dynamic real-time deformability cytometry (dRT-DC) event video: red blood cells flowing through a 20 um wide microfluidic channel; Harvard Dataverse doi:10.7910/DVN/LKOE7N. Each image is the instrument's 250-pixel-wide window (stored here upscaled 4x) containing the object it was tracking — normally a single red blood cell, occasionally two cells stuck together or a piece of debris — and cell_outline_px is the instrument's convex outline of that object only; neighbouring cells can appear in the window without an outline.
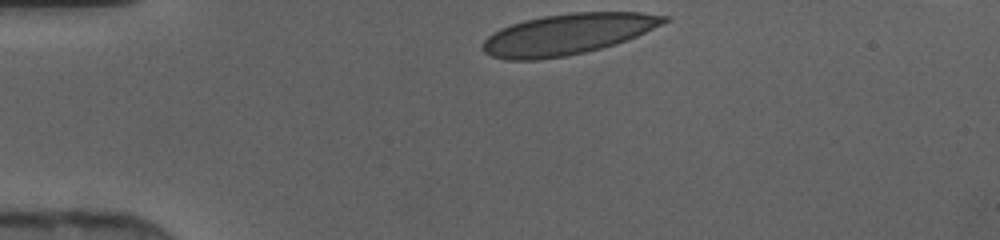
{"species": "human", "species_latin": "Homo sapiens", "temperature_condition": "cold", "stored_images_in_passage": 29, "camera_frame_rate_fps": 3000, "um_per_image_px": 0.085, "donor": {"sex": "female"}, "frame": {"image": 1, "passage_image": 1, "time_ms": 0.0, "image_size_px": [1000, 240], "cell_outline_px": [[668, 20], [636, 36], [616, 44], [584, 52], [564, 56], [540, 60], [504, 60], [492, 56], [484, 52], [480, 48], [480, 44], [492, 32], [500, 28], [524, 20], [544, 16], [572, 12], [640, 12], [668, 16]], "centroid_in_image_um": [48.16, 2.91], "position_along_channel_um": 36.8, "area_um2": 43.06}}
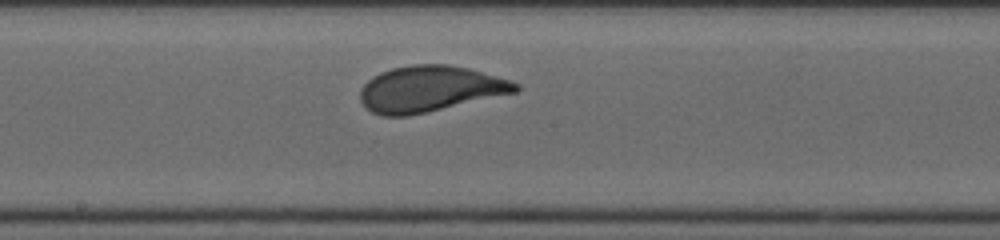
{"frame": {"image": 2, "passage_image": 16, "time_ms": 5.0, "image_size_px": [1000, 240], "cell_outline_px": [[520, 88], [516, 92], [408, 116], [384, 116], [372, 112], [360, 100], [360, 88], [372, 76], [380, 72], [392, 68], [412, 64], [448, 64], [468, 68], [508, 80], [520, 84]], "centroid_in_image_um": [36.5, 7.55], "position_along_channel_um": 211.7, "area_um2": 41.27}}
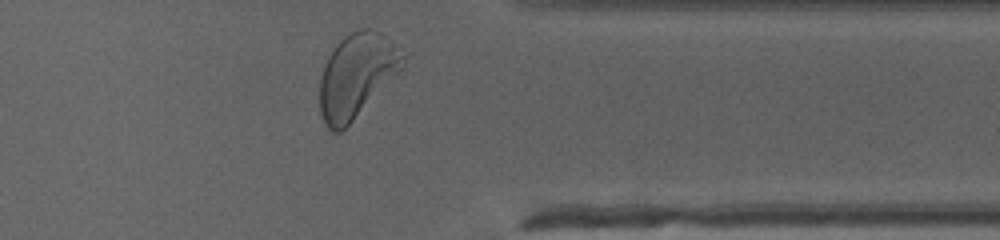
{"frame": {"image": 3, "passage_image": 28, "time_ms": 9.0, "image_size_px": [1000, 240], "cell_outline_px": [[412, 52], [404, 68], [340, 132], [332, 132], [324, 124], [320, 112], [320, 80], [324, 64], [328, 56], [336, 44], [344, 36], [360, 28], [372, 28], [380, 32], [400, 44]], "centroid_in_image_um": [30.41, 6.34], "position_along_channel_um": 381.0, "area_um2": 41.62}}